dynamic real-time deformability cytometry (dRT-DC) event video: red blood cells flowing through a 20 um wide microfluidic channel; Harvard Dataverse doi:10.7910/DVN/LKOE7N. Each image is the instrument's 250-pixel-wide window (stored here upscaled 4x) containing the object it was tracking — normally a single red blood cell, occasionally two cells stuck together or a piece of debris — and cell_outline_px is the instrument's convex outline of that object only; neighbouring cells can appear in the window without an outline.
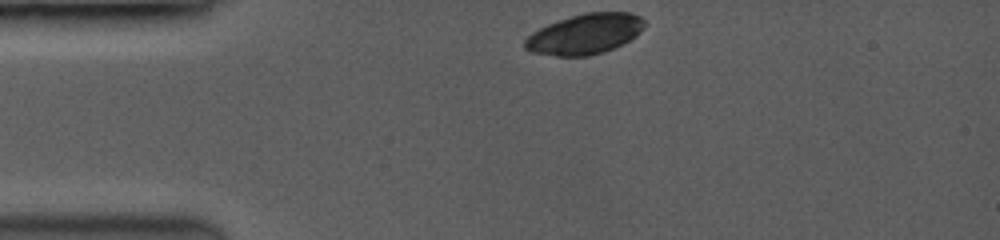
{"species": "common noctule bat (a hibernating species)", "species_latin": "Nyctalus noctula", "temperature_condition": "room temperature", "stored_images_in_passage": 6, "camera_frame_rate_fps": 3500, "um_per_image_px": 0.085, "animal": {"sex": "female", "body_mass_g": 19.0, "forearm_length_mm": 53.3}, "frame": {"image": 1, "passage_image": 1, "time_ms": 0.0, "image_size_px": [1000, 240], "cell_outline_px": [[644, 28], [640, 32], [628, 40], [612, 48], [588, 56], [556, 56], [532, 52], [524, 48], [524, 40], [532, 32], [548, 24], [584, 12], [628, 12], [640, 16], [644, 20]], "centroid_in_image_um": [49.69, 2.88], "position_along_channel_um": 35.3, "area_um2": 27.74}}
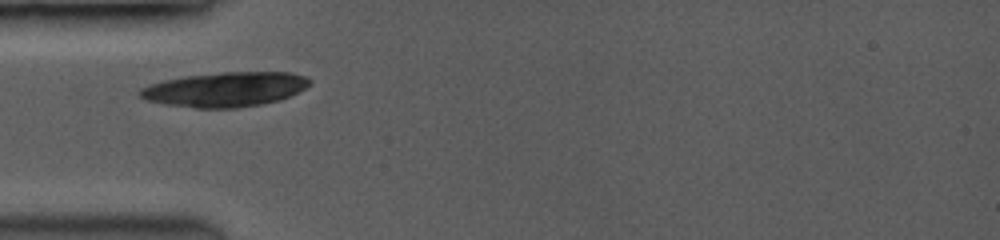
{"frame": {"image": 2, "passage_image": 4, "time_ms": 1.714, "image_size_px": [1000, 240], "cell_outline_px": [[312, 80], [304, 88], [288, 96], [276, 100], [260, 104], [232, 108], [196, 108], [168, 104], [148, 100], [140, 96], [140, 88], [148, 84], [164, 80], [188, 76], [220, 72], [288, 72], [304, 76]], "centroid_in_image_um": [19.12, 7.58], "position_along_channel_um": 65.9, "area_um2": 33.64}}